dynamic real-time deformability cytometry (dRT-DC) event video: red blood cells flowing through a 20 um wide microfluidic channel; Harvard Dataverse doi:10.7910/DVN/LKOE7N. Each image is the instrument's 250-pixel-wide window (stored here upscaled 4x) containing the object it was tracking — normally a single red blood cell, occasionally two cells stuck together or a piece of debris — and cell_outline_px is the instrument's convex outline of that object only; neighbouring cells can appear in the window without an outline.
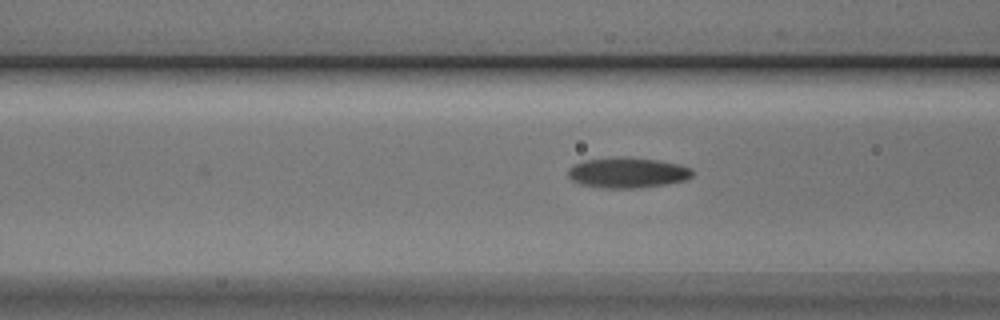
{"species": "Egyptian fruit bat (a non-hibernating species)", "species_latin": "Rousettus aegyptiacus", "temperature_condition": "cold", "stored_images_in_passage": 9, "camera_frame_rate_fps": 3000, "um_per_image_px": 0.085, "animal": {"sex": "male"}, "frame": {"image": 1, "passage_image": 7, "time_ms": 2.0, "image_size_px": [1000, 320], "cell_outline_px": [[692, 176], [684, 180], [668, 184], [640, 188], [604, 188], [580, 184], [572, 180], [568, 176], [568, 168], [572, 164], [584, 160], [624, 156], [656, 160], [680, 164], [692, 168]], "centroid_in_image_um": [53.32, 14.67], "position_along_channel_um": 113.3, "area_um2": 22.25}}